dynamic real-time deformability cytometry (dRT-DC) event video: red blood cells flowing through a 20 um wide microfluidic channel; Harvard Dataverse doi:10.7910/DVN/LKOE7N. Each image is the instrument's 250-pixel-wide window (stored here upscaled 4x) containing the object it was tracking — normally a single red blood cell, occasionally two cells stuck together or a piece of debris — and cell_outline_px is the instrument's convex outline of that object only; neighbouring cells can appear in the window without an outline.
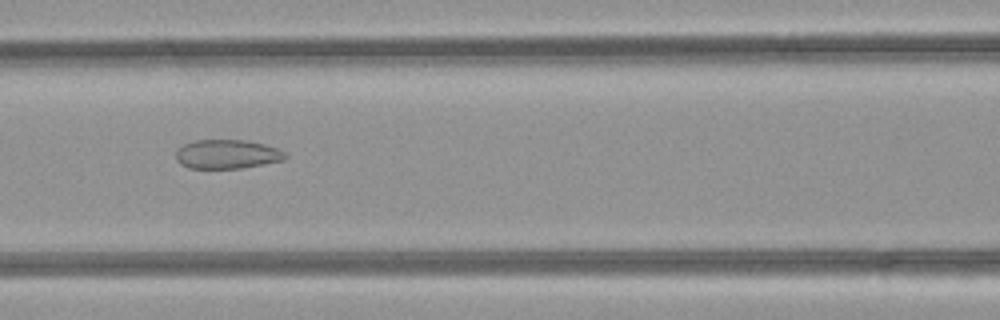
{"species": "common noctule bat (a hibernating species)", "species_latin": "Nyctalus noctula", "temperature_condition": "room temperature", "stored_images_in_passage": 38, "camera_frame_rate_fps": 3000, "um_per_image_px": 0.085, "animal": {"sex": "female", "body_mass_g": 21.9}, "frame": {"image": 1, "passage_image": 11, "time_ms": 3.333, "image_size_px": [1000, 320], "cell_outline_px": [[288, 156], [284, 160], [244, 168], [188, 168], [180, 164], [176, 160], [176, 152], [184, 144], [196, 140], [244, 140], [264, 144], [276, 148], [284, 152]], "centroid_in_image_um": [19.3, 13.11], "position_along_channel_um": 147.3, "area_um2": 18.5}}
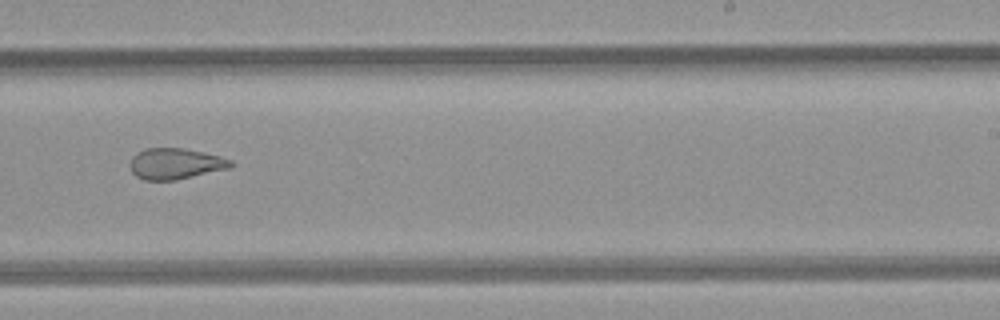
{"frame": {"image": 2, "passage_image": 20, "time_ms": 6.333, "image_size_px": [1000, 320], "cell_outline_px": [[232, 164], [228, 168], [176, 180], [144, 180], [136, 176], [132, 172], [132, 156], [136, 152], [144, 148], [184, 148], [204, 152], [220, 156], [232, 160]], "centroid_in_image_um": [14.9, 13.9], "position_along_channel_um": 274.1, "area_um2": 18.03}}
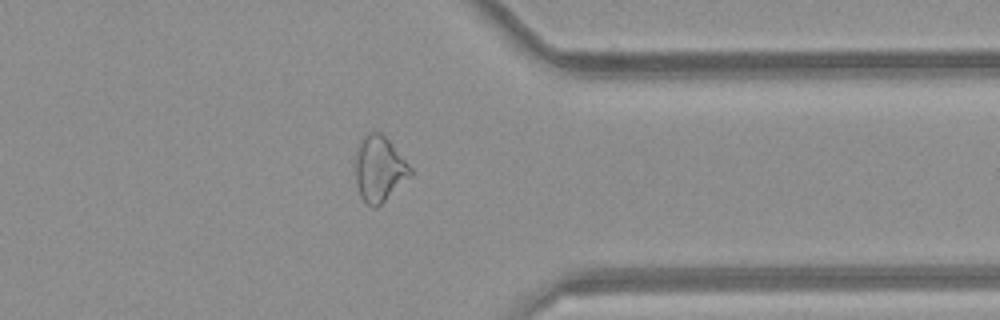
{"frame": {"image": 3, "passage_image": 28, "time_ms": 9.0, "image_size_px": [1000, 320], "cell_outline_px": [[412, 176], [376, 208], [372, 208], [360, 196], [356, 184], [356, 152], [360, 140], [368, 132], [380, 132], [388, 140], [412, 168]], "centroid_in_image_um": [32.24, 14.37], "position_along_channel_um": 379.2, "area_um2": 20.87}, "authors_computed_cell_mechanics": {"area_um2": 20.6924, "velocity_mm_per_s": 4.2335, "shape_relaxation_time_tau1_ms": null, "shape_relaxation_time_tau2_ms": 2.5141, "deformation_change_tau1": null, "deformation_change_tau2": 0.1133}}